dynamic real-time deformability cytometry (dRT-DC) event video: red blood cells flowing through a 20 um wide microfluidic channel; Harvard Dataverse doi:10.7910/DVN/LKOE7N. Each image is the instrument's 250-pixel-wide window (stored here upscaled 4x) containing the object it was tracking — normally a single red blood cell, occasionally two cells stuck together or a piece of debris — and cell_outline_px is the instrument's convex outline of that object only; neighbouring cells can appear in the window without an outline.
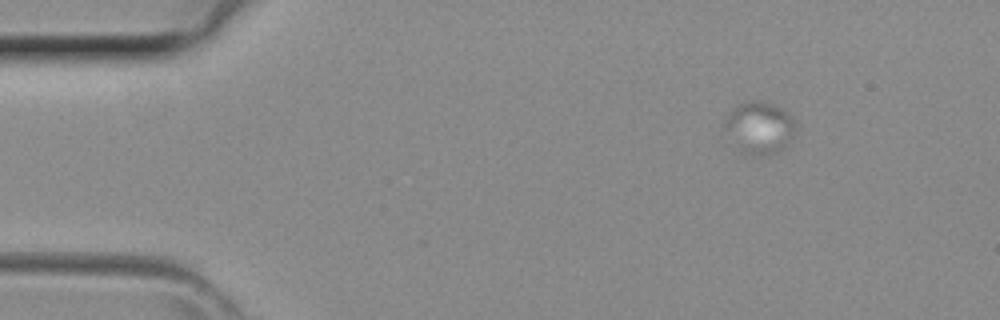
{"species": "common noctule bat (a hibernating species)", "species_latin": "Nyctalus noctula", "temperature_condition": "room temperature", "stored_images_in_passage": 26, "segment_of_instrument_passage": [2, 2], "camera_frame_rate_fps": 3000, "um_per_image_px": 0.085, "animal": {"sex": "female", "body_mass_g": 29.2, "forearm_length_mm": 56.3}, "frame": {"image": 1, "passage_image": 8, "time_ms": 2.333, "image_size_px": [1000, 320], "cell_outline_px": [[796, 128], [788, 144], [784, 148], [776, 152], [764, 156], [744, 152], [740, 148], [724, 128], [724, 124], [732, 112], [740, 104], [752, 100], [772, 104], [788, 112]], "centroid_in_image_um": [64.61, 10.86], "position_along_channel_um": 20.4, "area_um2": 20.58}}
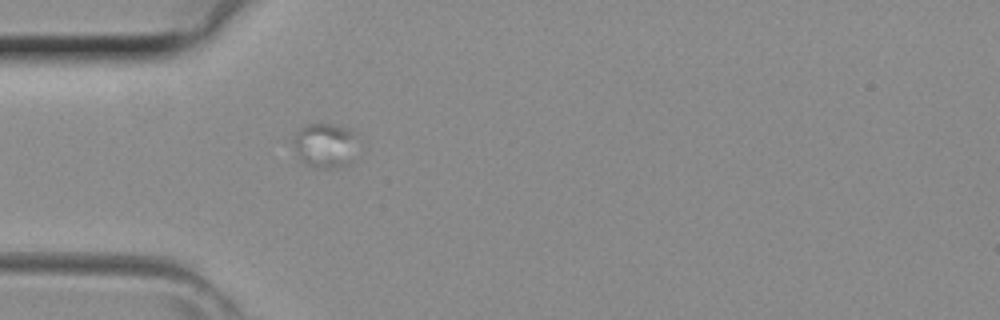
{"frame": {"image": 2, "passage_image": 16, "time_ms": 5.0, "image_size_px": [1000, 320], "cell_outline_px": [[352, 164], [336, 168], [324, 168], [308, 164], [300, 156], [292, 140], [296, 132], [300, 128], [308, 124], [332, 124], [348, 128], [352, 132]], "centroid_in_image_um": [27.59, 12.35], "position_along_channel_um": 57.4, "area_um2": 15.95}}